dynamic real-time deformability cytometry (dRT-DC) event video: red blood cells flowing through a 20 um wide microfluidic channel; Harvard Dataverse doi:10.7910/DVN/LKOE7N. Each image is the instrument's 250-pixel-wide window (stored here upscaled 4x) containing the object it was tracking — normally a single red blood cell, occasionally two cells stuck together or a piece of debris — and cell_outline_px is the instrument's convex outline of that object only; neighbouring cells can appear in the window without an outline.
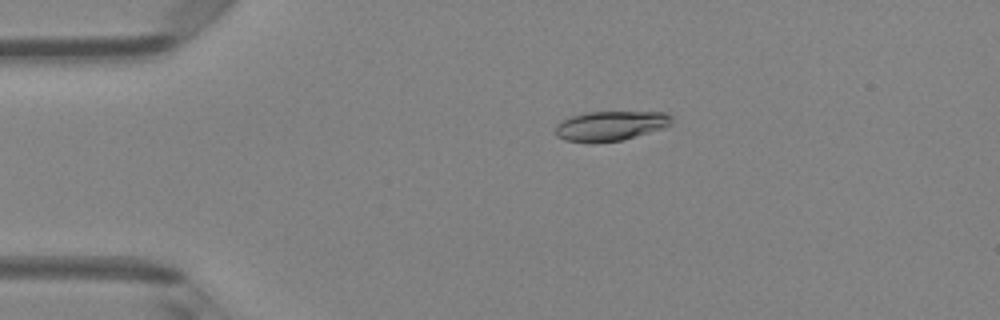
{"species": "Egyptian fruit bat (a non-hibernating species)", "species_latin": "Rousettus aegyptiacus", "temperature_condition": "room temperature", "stored_images_in_passage": 4, "camera_frame_rate_fps": 3000, "um_per_image_px": 0.085, "animal": {"sex": "female"}, "frame": {"image": 1, "passage_image": 3, "time_ms": 2.333, "image_size_px": [1000, 320], "cell_outline_px": [[672, 124], [664, 128], [624, 140], [564, 140], [556, 136], [552, 132], [556, 124], [560, 120], [572, 116], [588, 112], [668, 112], [672, 116]], "centroid_in_image_um": [51.91, 10.66], "position_along_channel_um": 33.1, "area_um2": 19.88}}